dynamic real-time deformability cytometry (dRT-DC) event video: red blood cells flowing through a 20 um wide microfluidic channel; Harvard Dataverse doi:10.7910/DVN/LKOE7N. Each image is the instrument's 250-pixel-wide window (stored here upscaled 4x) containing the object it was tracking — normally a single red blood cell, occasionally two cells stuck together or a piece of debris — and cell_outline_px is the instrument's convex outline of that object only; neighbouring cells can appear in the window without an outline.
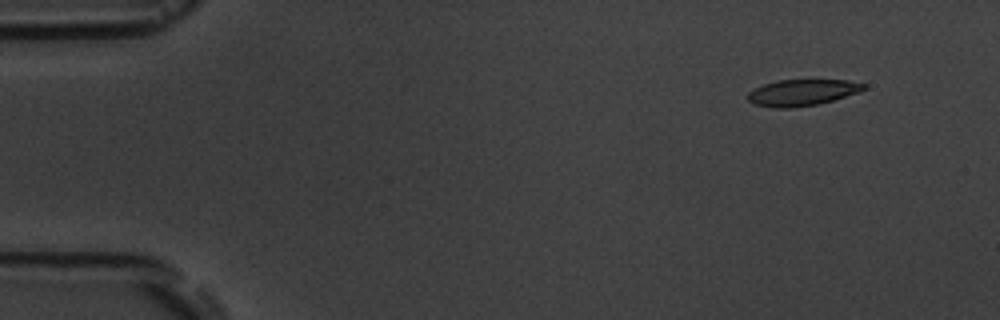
{"species": "common noctule bat (a hibernating species)", "species_latin": "Nyctalus noctula", "temperature_condition": "room temperature", "stored_images_in_passage": 2, "camera_frame_rate_fps": 3000, "um_per_image_px": 0.085, "animal": {"sex": "male", "body_mass_g": 19.5, "forearm_length_mm": 54.6}, "frame": {"image": 1, "passage_image": 2, "time_ms": 1.333, "image_size_px": [1000, 320], "cell_outline_px": [[864, 88], [856, 92], [820, 104], [792, 108], [776, 108], [756, 104], [748, 100], [748, 92], [752, 88], [776, 80], [848, 80], [864, 84]], "centroid_in_image_um": [68.11, 7.86], "position_along_channel_um": 16.9, "area_um2": 17.57}}